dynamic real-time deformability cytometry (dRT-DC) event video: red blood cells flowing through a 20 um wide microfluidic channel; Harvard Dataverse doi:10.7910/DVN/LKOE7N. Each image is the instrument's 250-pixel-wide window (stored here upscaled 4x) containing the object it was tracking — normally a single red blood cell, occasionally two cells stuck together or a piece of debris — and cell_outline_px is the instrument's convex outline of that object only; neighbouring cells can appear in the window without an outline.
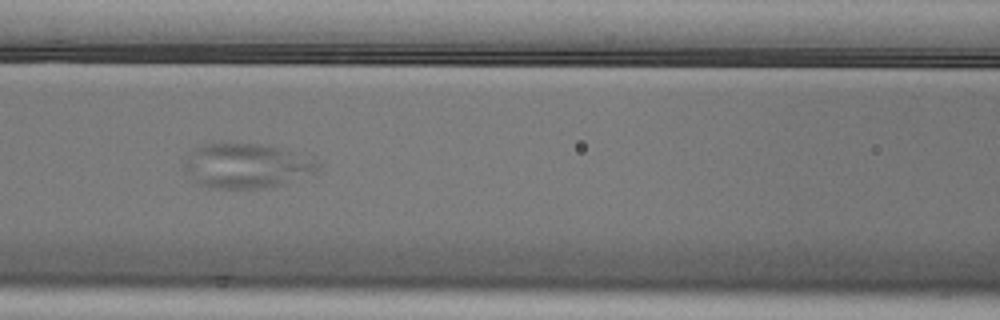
{"species": "Egyptian fruit bat (a non-hibernating species)", "species_latin": "Rousettus aegyptiacus", "temperature_condition": "cold", "stored_images_in_passage": 11, "camera_frame_rate_fps": 3000, "um_per_image_px": 0.085, "animal": {"sex": "male"}, "frame": {"image": 1, "passage_image": 7, "time_ms": 2.0, "image_size_px": [1000, 320], "cell_outline_px": [[320, 168], [312, 172], [284, 184], [264, 188], [212, 188], [200, 184], [188, 172], [184, 164], [184, 156], [192, 148], [204, 144], [256, 144], [280, 148], [316, 156], [320, 164]], "centroid_in_image_um": [20.99, 14.07], "position_along_channel_um": 145.6, "area_um2": 34.74}}
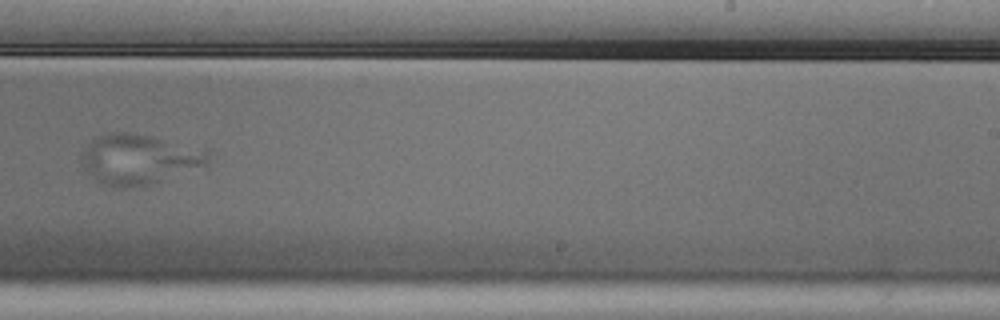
{"frame": {"image": 2, "passage_image": 10, "time_ms": 3.0, "image_size_px": [1000, 320], "cell_outline_px": [[208, 168], [152, 184], [128, 188], [116, 188], [104, 184], [96, 180], [84, 172], [80, 156], [84, 148], [96, 136], [104, 132], [124, 132], [148, 136], [204, 148], [208, 152]], "centroid_in_image_um": [11.84, 13.56], "position_along_channel_um": 277.2, "area_um2": 37.86}}
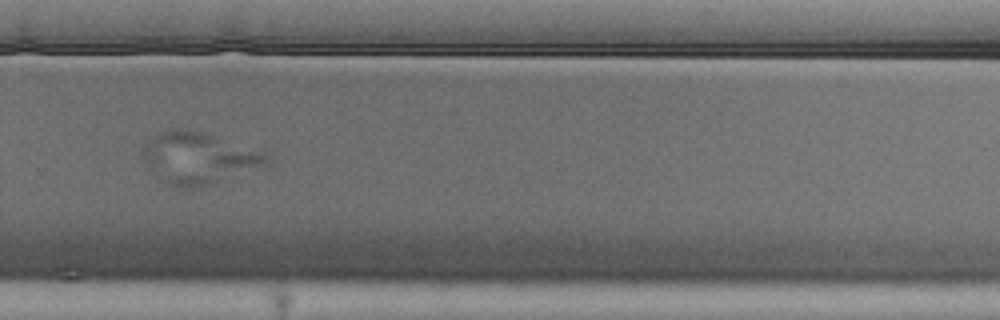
{"frame": {"image": 3, "passage_image": 11, "time_ms": 3.333, "image_size_px": [1000, 320], "cell_outline_px": [[272, 156], [268, 164], [208, 184], [192, 188], [172, 184], [160, 180], [140, 156], [140, 148], [152, 136], [168, 128], [188, 128], [268, 152]], "centroid_in_image_um": [16.85, 13.38], "position_along_channel_um": 313.0, "area_um2": 37.05}}